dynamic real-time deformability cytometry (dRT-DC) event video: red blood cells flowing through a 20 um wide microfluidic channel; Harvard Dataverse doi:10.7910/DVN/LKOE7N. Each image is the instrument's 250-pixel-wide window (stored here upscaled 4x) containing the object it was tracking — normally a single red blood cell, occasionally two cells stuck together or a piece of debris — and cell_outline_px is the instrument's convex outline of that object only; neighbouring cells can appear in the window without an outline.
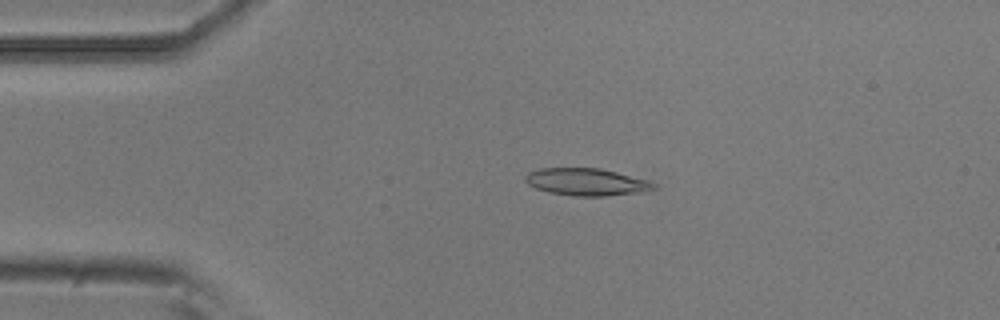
{"species": "common noctule bat (a hibernating species)", "species_latin": "Nyctalus noctula", "temperature_condition": "room temperature", "stored_images_in_passage": 5, "camera_frame_rate_fps": 3000, "um_per_image_px": 0.085, "animal": {"sex": "male", "body_mass_g": 20.5, "forearm_length_mm": 52.5}, "frame": {"image": 1, "passage_image": 4, "time_ms": 1.0, "image_size_px": [1000, 320], "cell_outline_px": [[656, 188], [640, 192], [604, 196], [572, 196], [548, 192], [536, 188], [528, 184], [524, 180], [524, 176], [528, 172], [540, 168], [600, 168], [648, 180], [656, 184]], "centroid_in_image_um": [49.81, 15.46], "position_along_channel_um": 35.2, "area_um2": 20.4}}